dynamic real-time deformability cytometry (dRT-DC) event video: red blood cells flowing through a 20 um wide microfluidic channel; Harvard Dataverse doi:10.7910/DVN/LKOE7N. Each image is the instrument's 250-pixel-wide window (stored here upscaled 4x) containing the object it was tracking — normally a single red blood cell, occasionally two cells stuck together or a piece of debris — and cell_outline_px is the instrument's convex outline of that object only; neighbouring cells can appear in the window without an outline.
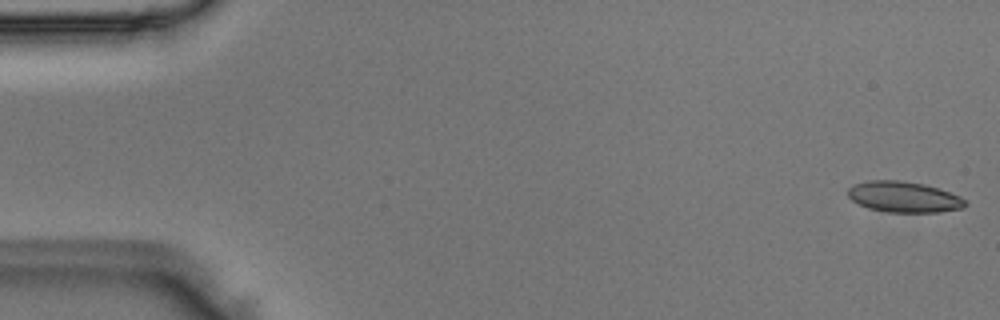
{"species": "Egyptian fruit bat (a non-hibernating species)", "species_latin": "Rousettus aegyptiacus", "temperature_condition": "room temperature", "stored_images_in_passage": 50, "camera_frame_rate_fps": 3000, "um_per_image_px": 0.085, "animal": {"sex": "male"}, "frame": {"image": 1, "passage_image": 1, "time_ms": 0.0, "image_size_px": [1000, 320], "cell_outline_px": [[968, 204], [964, 208], [936, 212], [888, 212], [868, 208], [852, 200], [848, 196], [848, 188], [856, 184], [868, 180], [900, 180], [924, 184], [960, 196]], "centroid_in_image_um": [76.82, 16.74], "position_along_channel_um": 8.2, "area_um2": 20.92}}
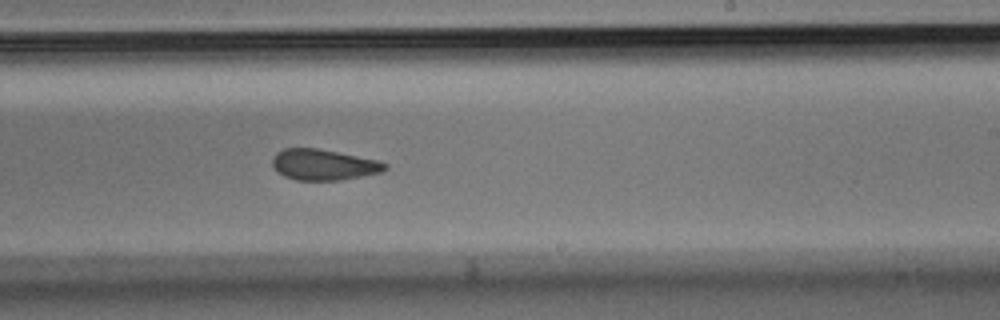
{"frame": {"image": 2, "passage_image": 30, "time_ms": 9.667, "image_size_px": [1000, 320], "cell_outline_px": [[388, 168], [380, 172], [340, 180], [296, 180], [284, 176], [276, 172], [272, 164], [272, 160], [276, 152], [284, 148], [316, 148], [380, 160], [388, 164]], "centroid_in_image_um": [27.49, 13.99], "position_along_channel_um": 261.5, "area_um2": 20.29}}
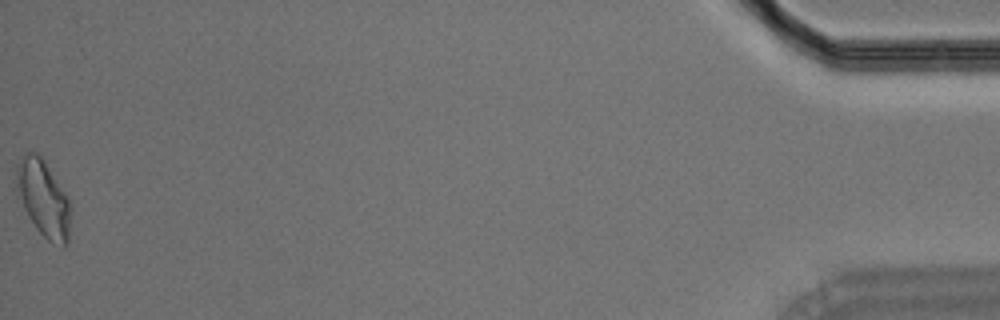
{"frame": {"image": 3, "passage_image": 50, "time_ms": 16.333, "image_size_px": [1000, 320], "cell_outline_px": [[72, 208], [68, 244], [64, 248], [48, 240], [36, 228], [16, 200], [16, 164], [24, 152], [36, 152], [44, 160], [68, 196]], "centroid_in_image_um": [3.68, 16.88], "position_along_channel_um": 431.5, "area_um2": 25.03}}